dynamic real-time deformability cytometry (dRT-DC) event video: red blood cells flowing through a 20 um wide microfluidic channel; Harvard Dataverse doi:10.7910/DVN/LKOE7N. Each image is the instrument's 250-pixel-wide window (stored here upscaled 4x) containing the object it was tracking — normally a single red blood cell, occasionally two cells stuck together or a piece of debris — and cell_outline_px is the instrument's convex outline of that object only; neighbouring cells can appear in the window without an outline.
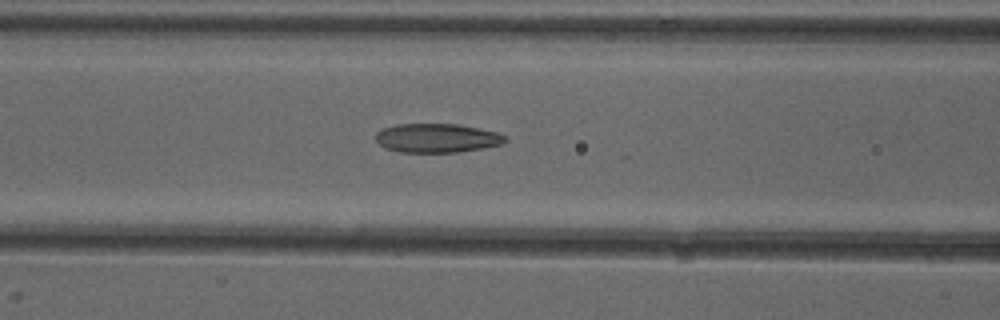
{"species": "common noctule bat (a hibernating species)", "species_latin": "Nyctalus noctula", "temperature_condition": "cold", "stored_images_in_passage": 13, "camera_frame_rate_fps": 3000, "um_per_image_px": 0.085, "animal": {"sex": "female"}, "frame": {"image": 1, "passage_image": 9, "time_ms": 2.667, "image_size_px": [1000, 320], "cell_outline_px": [[508, 140], [500, 144], [480, 148], [456, 152], [400, 152], [384, 148], [376, 140], [376, 132], [384, 128], [396, 124], [456, 124], [496, 132], [508, 136]], "centroid_in_image_um": [37.11, 11.73], "position_along_channel_um": 129.5, "area_um2": 21.68}}
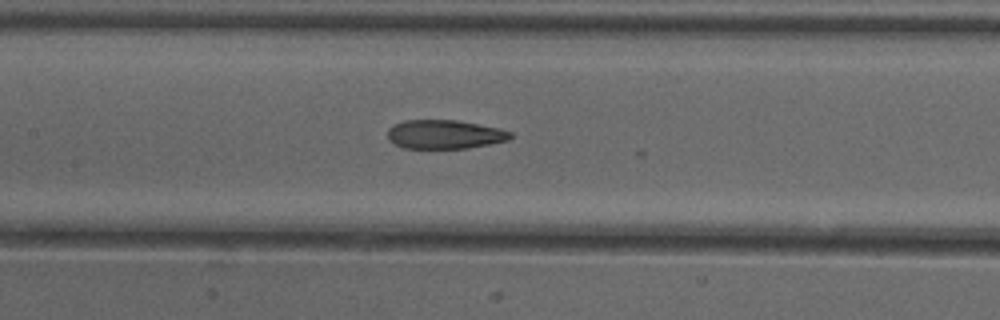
{"frame": {"image": 2, "passage_image": 12, "time_ms": 3.667, "image_size_px": [1000, 320], "cell_outline_px": [[512, 136], [508, 140], [468, 148], [404, 148], [388, 140], [388, 128], [392, 124], [404, 120], [456, 120], [500, 128], [512, 132]], "centroid_in_image_um": [37.77, 11.41], "position_along_channel_um": 169.6, "area_um2": 20.69}}